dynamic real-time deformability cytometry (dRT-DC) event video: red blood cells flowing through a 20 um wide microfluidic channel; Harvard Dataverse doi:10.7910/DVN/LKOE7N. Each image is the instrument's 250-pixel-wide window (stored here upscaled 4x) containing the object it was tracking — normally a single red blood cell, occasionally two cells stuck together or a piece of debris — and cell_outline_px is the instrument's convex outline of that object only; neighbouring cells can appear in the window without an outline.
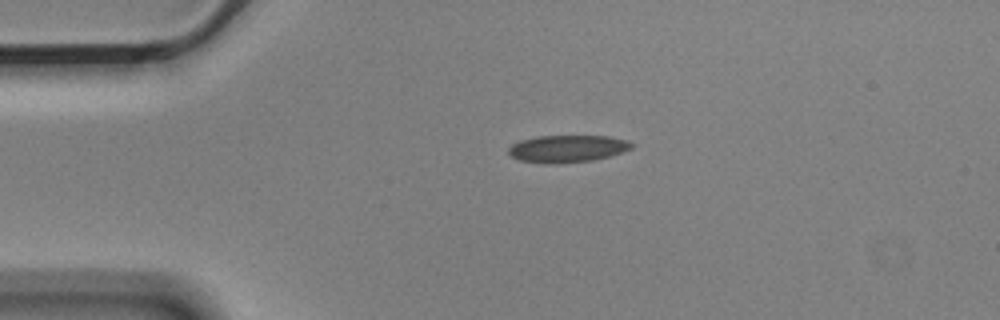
{"species": "Egyptian fruit bat (a non-hibernating species)", "species_latin": "Rousettus aegyptiacus", "temperature_condition": "cold", "stored_images_in_passage": 4, "camera_frame_rate_fps": 3000, "um_per_image_px": 0.085, "animal": {"sex": "male"}, "frame": {"image": 1, "passage_image": 3, "time_ms": 0.667, "image_size_px": [1000, 320], "cell_outline_px": [[632, 148], [624, 152], [592, 160], [556, 164], [544, 164], [520, 160], [512, 156], [508, 152], [508, 148], [512, 144], [520, 140], [536, 136], [608, 136], [624, 140], [632, 144]], "centroid_in_image_um": [48.18, 12.64], "position_along_channel_um": 36.8, "area_um2": 19.48}}